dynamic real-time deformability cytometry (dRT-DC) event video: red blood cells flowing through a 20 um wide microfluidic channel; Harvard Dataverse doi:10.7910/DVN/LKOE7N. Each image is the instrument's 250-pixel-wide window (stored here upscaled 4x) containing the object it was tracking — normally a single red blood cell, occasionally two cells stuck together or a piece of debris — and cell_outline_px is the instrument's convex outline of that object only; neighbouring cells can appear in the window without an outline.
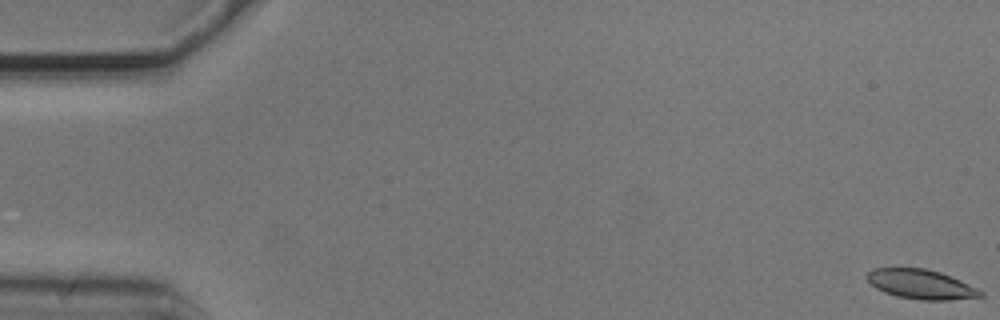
{"species": "common noctule bat (a hibernating species)", "species_latin": "Nyctalus noctula", "temperature_condition": "cold", "stored_images_in_passage": 55, "camera_frame_rate_fps": 3000, "um_per_image_px": 0.085, "animal": {"sex": "male", "body_mass_g": 20.5, "forearm_length_mm": 52.5}, "frame": {"image": 1, "passage_image": 1, "time_ms": 0.0, "image_size_px": [1000, 320], "cell_outline_px": [[984, 296], [948, 300], [920, 300], [896, 296], [884, 292], [876, 288], [868, 280], [868, 272], [872, 268], [924, 268], [940, 272], [960, 280], [984, 292]], "centroid_in_image_um": [78.29, 24.16], "position_along_channel_um": 6.7, "area_um2": 19.36}}
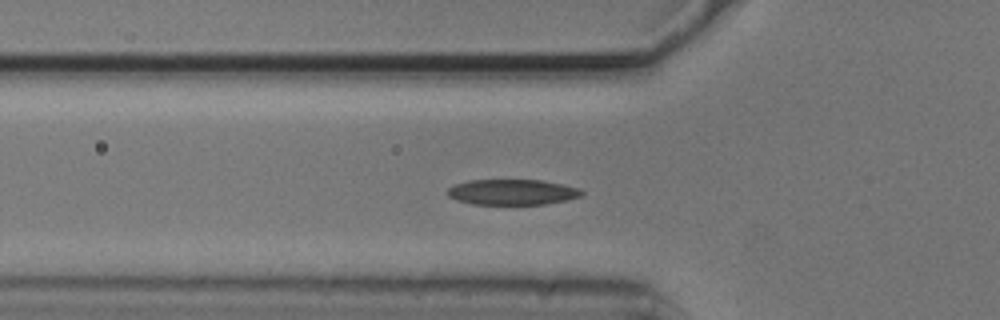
{"frame": {"image": 2, "passage_image": 19, "time_ms": 6.0, "image_size_px": [1000, 320], "cell_outline_px": [[584, 192], [580, 196], [568, 200], [544, 204], [472, 204], [456, 200], [448, 196], [448, 188], [456, 184], [468, 180], [544, 180], [564, 184], [576, 188]], "centroid_in_image_um": [43.54, 16.32], "position_along_channel_um": 82.3, "area_um2": 19.94}}
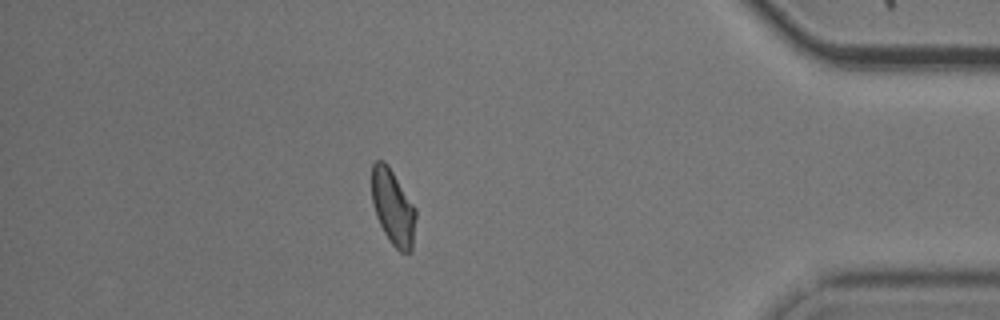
{"frame": {"image": 3, "passage_image": 48, "time_ms": 15.667, "image_size_px": [1000, 320], "cell_outline_px": [[416, 216], [412, 252], [400, 252], [388, 240], [376, 216], [372, 204], [372, 164], [376, 160], [384, 160], [388, 164], [416, 208]], "centroid_in_image_um": [33.41, 17.61], "position_along_channel_um": 401.8, "area_um2": 19.54}, "authors_computed_cell_mechanics": {"area_um2": 20.0566, "velocity_mm_per_s": 3.7118, "shape_relaxation_time_tau1_ms": 2.473, "shape_relaxation_time_tau2_ms": 3.1914, "deformation_change_tau1": 0.1171, "deformation_change_tau2": 0.0864}}